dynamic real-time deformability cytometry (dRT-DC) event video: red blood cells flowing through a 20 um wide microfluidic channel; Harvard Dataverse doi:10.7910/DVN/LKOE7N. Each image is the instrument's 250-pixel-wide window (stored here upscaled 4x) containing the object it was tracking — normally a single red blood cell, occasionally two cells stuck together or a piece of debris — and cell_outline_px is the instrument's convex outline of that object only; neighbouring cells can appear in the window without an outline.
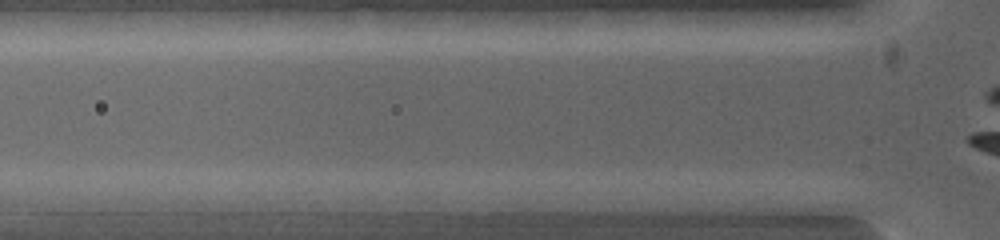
{"species": "common noctule bat (a hibernating species)", "species_latin": "Nyctalus noctula", "temperature_condition": "warm", "stored_images_in_passage": 4, "camera_frame_rate_fps": 5000, "um_per_image_px": 0.085, "animal": {"sex": "female", "body_mass_g": 19.0, "forearm_length_mm": 53.3}, "frame": {"image": 1, "passage_image": 3, "time_ms": 0.4, "image_size_px": [1000, 240], "cell_outline_px": [[384, 200], [380, 212], [248, 212], [252, 200], [292, 192], [372, 192]], "centroid_in_image_um": [27.11, 17.22], "position_along_channel_um": 98.7, "area_um2": 17.57}}